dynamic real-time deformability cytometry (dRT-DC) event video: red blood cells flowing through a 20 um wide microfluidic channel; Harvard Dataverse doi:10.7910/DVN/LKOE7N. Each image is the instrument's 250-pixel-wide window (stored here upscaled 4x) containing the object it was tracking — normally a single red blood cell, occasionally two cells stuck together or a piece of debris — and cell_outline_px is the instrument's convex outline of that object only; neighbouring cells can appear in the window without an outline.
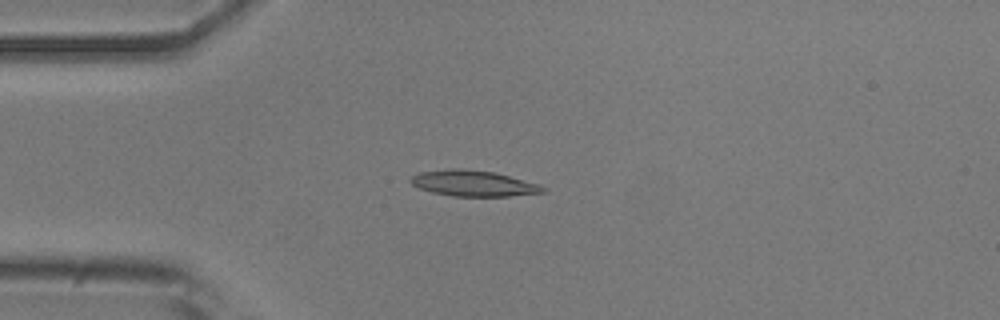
{"species": "common noctule bat (a hibernating species)", "species_latin": "Nyctalus noctula", "temperature_condition": "room temperature", "stored_images_in_passage": 4, "camera_frame_rate_fps": 3000, "um_per_image_px": 0.085, "animal": {"sex": "male", "body_mass_g": 20.5, "forearm_length_mm": 52.5}, "frame": {"image": 1, "passage_image": 4, "time_ms": 1.0, "image_size_px": [1000, 320], "cell_outline_px": [[548, 188], [544, 192], [508, 196], [452, 196], [432, 192], [420, 188], [412, 184], [408, 180], [412, 176], [420, 172], [452, 168], [456, 168], [492, 172], [540, 184]], "centroid_in_image_um": [40.23, 15.59], "position_along_channel_um": 44.8, "area_um2": 19.71}}